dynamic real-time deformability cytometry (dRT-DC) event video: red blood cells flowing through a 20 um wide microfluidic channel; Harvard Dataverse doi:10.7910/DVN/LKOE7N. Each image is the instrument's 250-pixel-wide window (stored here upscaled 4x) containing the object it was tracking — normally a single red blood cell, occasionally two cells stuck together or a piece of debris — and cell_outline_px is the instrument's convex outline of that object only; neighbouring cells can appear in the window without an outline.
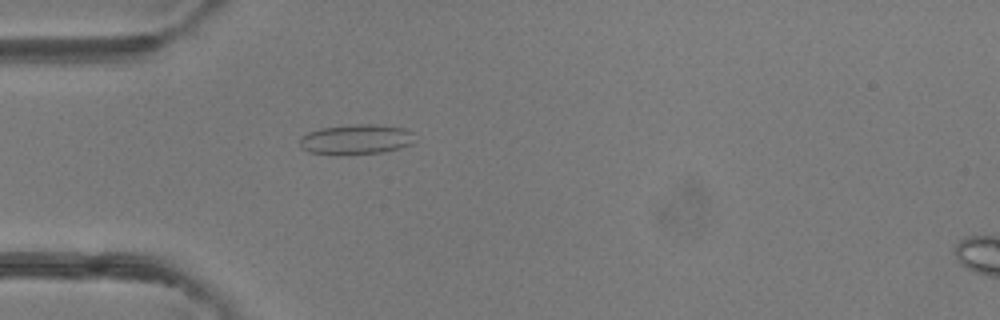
{"species": "common noctule bat (a hibernating species)", "species_latin": "Nyctalus noctula", "temperature_condition": "room temperature", "stored_images_in_passage": 35, "camera_frame_rate_fps": 3000, "um_per_image_px": 0.085, "animal": {"sex": "female"}, "frame": {"image": 1, "passage_image": 1, "time_ms": 0.0, "image_size_px": [1000, 320], "cell_outline_px": [[412, 144], [400, 148], [384, 152], [340, 156], [336, 156], [308, 152], [300, 148], [300, 136], [308, 132], [320, 128], [352, 124], [372, 124], [404, 128], [412, 132]], "centroid_in_image_um": [30.2, 11.87], "position_along_channel_um": 54.8, "area_um2": 20.58}}
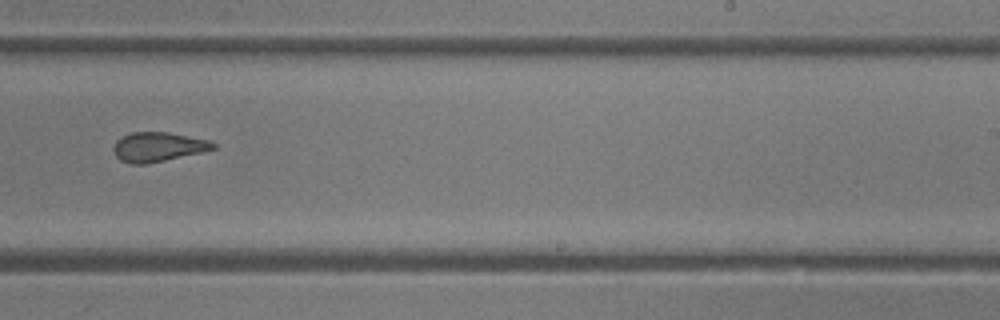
{"frame": {"image": 2, "passage_image": 17, "time_ms": 5.333, "image_size_px": [1000, 320], "cell_outline_px": [[216, 148], [200, 152], [164, 160], [144, 164], [132, 164], [120, 160], [116, 156], [112, 148], [116, 140], [132, 132], [168, 132], [208, 140], [216, 144]], "centroid_in_image_um": [13.4, 12.48], "position_along_channel_um": 275.6, "area_um2": 16.82}}
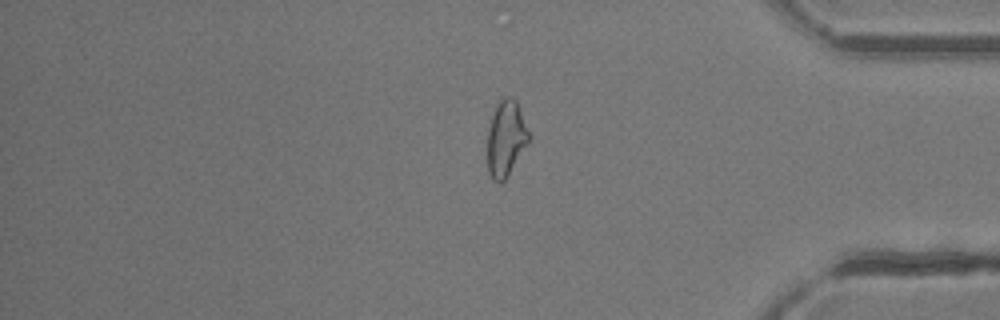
{"frame": {"image": 3, "passage_image": 27, "time_ms": 8.667, "image_size_px": [1000, 320], "cell_outline_px": [[532, 140], [504, 180], [500, 184], [492, 180], [488, 172], [488, 128], [492, 112], [496, 104], [504, 96], [512, 96], [516, 100], [532, 136]], "centroid_in_image_um": [43.03, 11.75], "position_along_channel_um": 392.2, "area_um2": 18.84}, "authors_computed_cell_mechanics": {"area_um2": 18.1492, "velocity_mm_per_s": 4.2618, "shape_relaxation_time_tau1_ms": null, "shape_relaxation_time_tau2_ms": 1.6454, "deformation_change_tau1": null, "deformation_change_tau2": 0.0828}}